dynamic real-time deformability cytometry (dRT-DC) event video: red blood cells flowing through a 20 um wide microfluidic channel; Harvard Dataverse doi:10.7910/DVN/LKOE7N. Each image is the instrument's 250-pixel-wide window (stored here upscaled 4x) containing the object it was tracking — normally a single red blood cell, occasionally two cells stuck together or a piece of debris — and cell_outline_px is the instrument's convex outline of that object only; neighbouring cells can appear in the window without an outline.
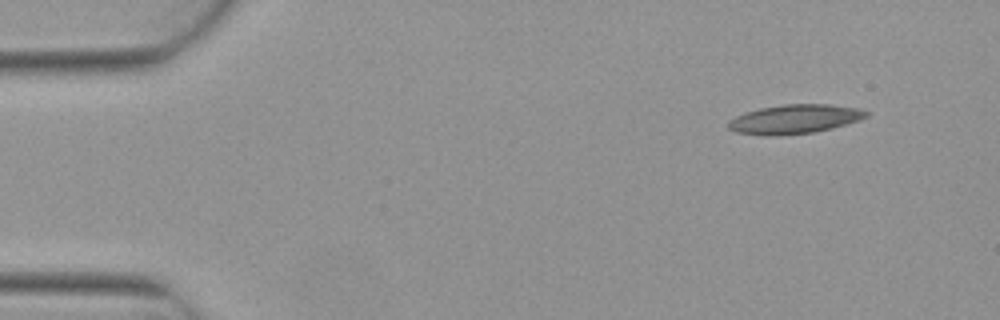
{"species": "Egyptian fruit bat (a non-hibernating species)", "species_latin": "Rousettus aegyptiacus", "temperature_condition": "warm", "stored_images_in_passage": 3, "camera_frame_rate_fps": 3000, "um_per_image_px": 0.085, "animal": {"sex": "female"}, "frame": {"image": 1, "passage_image": 1, "time_ms": 0.0, "image_size_px": [1000, 320], "cell_outline_px": [[868, 116], [860, 120], [832, 128], [812, 132], [776, 136], [764, 136], [736, 132], [728, 128], [728, 120], [744, 112], [760, 108], [784, 104], [832, 104], [856, 108], [868, 112]], "centroid_in_image_um": [67.51, 10.12], "position_along_channel_um": 17.5, "area_um2": 23.47}}